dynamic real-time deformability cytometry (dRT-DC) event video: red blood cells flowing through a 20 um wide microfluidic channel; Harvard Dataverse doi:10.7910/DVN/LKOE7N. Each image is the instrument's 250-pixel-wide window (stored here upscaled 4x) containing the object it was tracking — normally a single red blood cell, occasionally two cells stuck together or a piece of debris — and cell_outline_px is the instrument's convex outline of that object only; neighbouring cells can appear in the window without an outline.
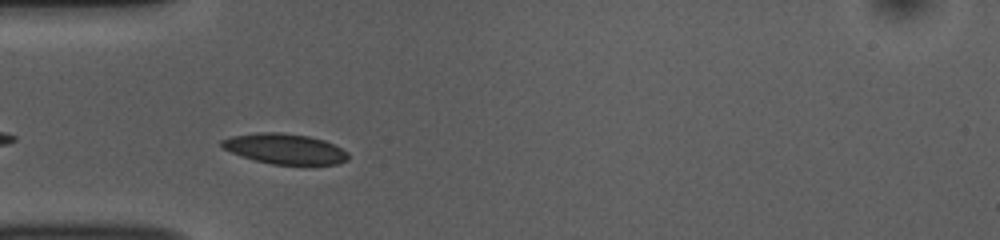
{"species": "common noctule bat (a hibernating species)", "species_latin": "Nyctalus noctula", "temperature_condition": "room temperature", "stored_images_in_passage": 16, "camera_frame_rate_fps": 3000, "um_per_image_px": 0.085, "animal": {"sex": "female", "body_mass_g": 10.0, "forearm_length_mm": 53.1}, "frame": {"image": 1, "passage_image": 3, "time_ms": 0.667, "image_size_px": [1000, 240], "cell_outline_px": [[348, 160], [336, 164], [272, 164], [256, 160], [232, 152], [224, 148], [220, 144], [220, 140], [232, 136], [260, 132], [280, 132], [308, 136], [324, 140], [348, 152]], "centroid_in_image_um": [24.22, 12.64], "position_along_channel_um": 60.8, "area_um2": 22.02}}
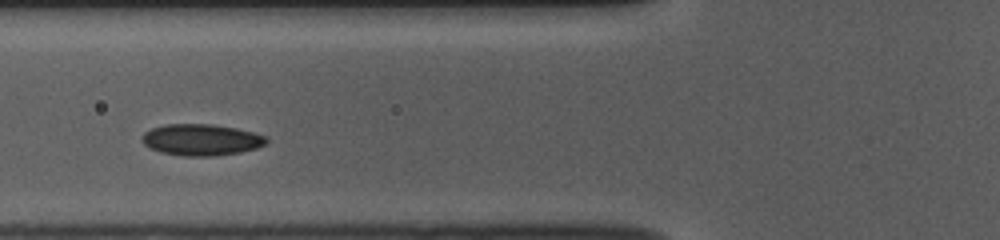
{"frame": {"image": 2, "passage_image": 7, "time_ms": 2.0, "image_size_px": [1000, 240], "cell_outline_px": [[268, 140], [264, 144], [256, 148], [240, 152], [216, 156], [184, 156], [160, 152], [144, 144], [144, 132], [152, 128], [164, 124], [212, 124], [236, 128], [268, 136]], "centroid_in_image_um": [17.14, 11.88], "position_along_channel_um": 108.7, "area_um2": 22.66}}
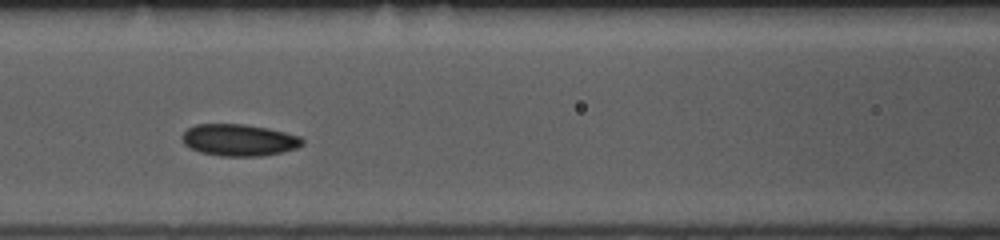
{"frame": {"image": 3, "passage_image": 10, "time_ms": 3.0, "image_size_px": [1000, 240], "cell_outline_px": [[304, 144], [296, 148], [280, 152], [260, 156], [220, 156], [200, 152], [184, 144], [180, 136], [188, 128], [196, 124], [244, 124], [284, 132], [300, 136], [304, 140]], "centroid_in_image_um": [20.29, 11.9], "position_along_channel_um": 146.3, "area_um2": 22.14}}